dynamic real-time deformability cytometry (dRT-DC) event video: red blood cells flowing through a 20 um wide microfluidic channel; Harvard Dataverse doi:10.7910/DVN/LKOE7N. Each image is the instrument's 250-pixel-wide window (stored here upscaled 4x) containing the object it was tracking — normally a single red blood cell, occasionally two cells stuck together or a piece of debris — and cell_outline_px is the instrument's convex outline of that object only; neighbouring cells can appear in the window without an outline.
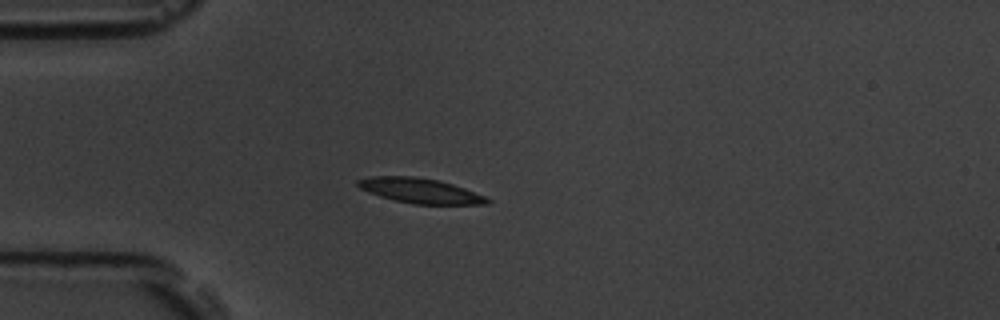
{"species": "common noctule bat (a hibernating species)", "species_latin": "Nyctalus noctula", "temperature_condition": "room temperature", "stored_images_in_passage": 41, "camera_frame_rate_fps": 3000, "um_per_image_px": 0.085, "animal": {"sex": "male", "body_mass_g": 19.5, "forearm_length_mm": 54.6}, "frame": {"image": 1, "passage_image": 1, "time_ms": 0.0, "image_size_px": [1000, 320], "cell_outline_px": [[492, 200], [488, 204], [412, 204], [380, 196], [368, 192], [360, 188], [356, 184], [356, 180], [372, 176], [412, 176], [440, 180], [464, 188], [484, 196]], "centroid_in_image_um": [35.7, 16.2], "position_along_channel_um": 49.3, "area_um2": 18.73}}
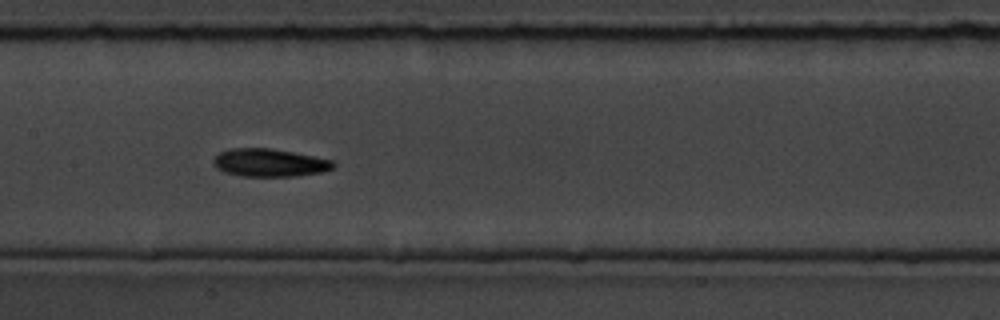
{"frame": {"image": 2, "passage_image": 13, "time_ms": 4.0, "image_size_px": [1000, 320], "cell_outline_px": [[336, 164], [332, 168], [324, 172], [296, 176], [240, 176], [224, 172], [216, 168], [212, 164], [212, 160], [220, 152], [228, 148], [268, 148], [292, 152], [336, 160]], "centroid_in_image_um": [22.91, 13.83], "position_along_channel_um": 184.5, "area_um2": 19.71}}
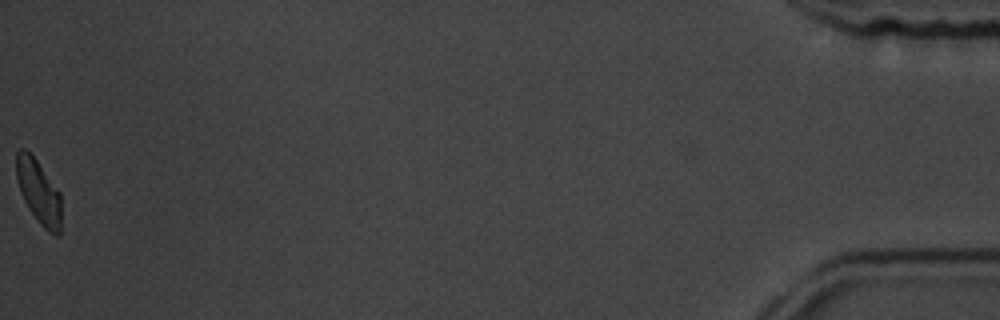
{"frame": {"image": 3, "passage_image": 41, "time_ms": 13.333, "image_size_px": [1000, 320], "cell_outline_px": [[60, 232], [56, 236], [48, 232], [40, 224], [28, 208], [20, 192], [16, 176], [16, 152], [20, 148], [24, 148], [36, 160], [60, 192]], "centroid_in_image_um": [3.27, 16.31], "position_along_channel_um": 431.9, "area_um2": 16.59}, "authors_computed_cell_mechanics": {"area_um2": 18.785, "velocity_mm_per_s": 3.7322, "shape_relaxation_time_tau1_ms": 4.8215, "shape_relaxation_time_tau2_ms": 2.4926, "deformation_change_tau1": 0.1301, "deformation_change_tau2": 0.0785}}